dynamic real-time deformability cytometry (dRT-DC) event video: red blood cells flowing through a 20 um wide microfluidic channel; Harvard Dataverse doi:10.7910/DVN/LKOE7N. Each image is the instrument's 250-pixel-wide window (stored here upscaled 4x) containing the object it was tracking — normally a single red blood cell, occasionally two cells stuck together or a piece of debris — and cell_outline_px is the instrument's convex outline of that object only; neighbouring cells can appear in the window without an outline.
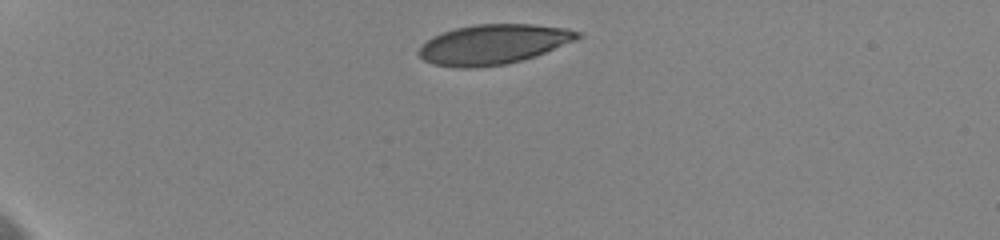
{"species": "human", "species_latin": "Homo sapiens", "temperature_condition": "cold", "stored_images_in_passage": 22, "camera_frame_rate_fps": 3000, "um_per_image_px": 0.085, "donor": {"sex": "female"}, "frame": {"image": 1, "passage_image": 1, "time_ms": 0.0, "image_size_px": [1000, 240], "cell_outline_px": [[580, 36], [576, 40], [536, 56], [504, 64], [476, 68], [456, 68], [432, 64], [424, 60], [416, 52], [432, 36], [456, 28], [476, 24], [532, 24], [568, 28], [580, 32]], "centroid_in_image_um": [41.93, 3.77], "position_along_channel_um": 43.1, "area_um2": 36.82}}